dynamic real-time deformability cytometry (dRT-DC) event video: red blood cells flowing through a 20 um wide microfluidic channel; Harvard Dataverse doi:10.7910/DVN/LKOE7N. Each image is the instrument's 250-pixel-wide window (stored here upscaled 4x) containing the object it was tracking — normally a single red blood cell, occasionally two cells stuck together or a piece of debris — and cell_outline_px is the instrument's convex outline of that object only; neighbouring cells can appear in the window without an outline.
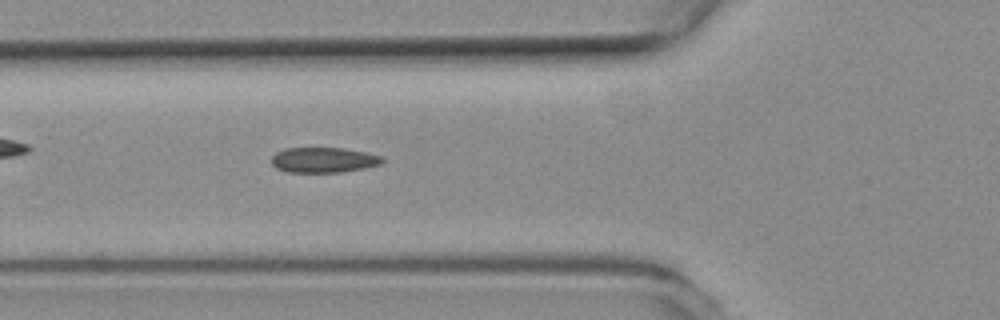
{"species": "common noctule bat (a hibernating species)", "species_latin": "Nyctalus noctula", "temperature_condition": "room temperature", "stored_images_in_passage": 49, "camera_frame_rate_fps": 3000, "um_per_image_px": 0.085, "animal": {"sex": "female", "body_mass_g": 19.3, "forearm_length_mm": 54.1}, "frame": {"image": 1, "passage_image": 13, "time_ms": 4.0, "image_size_px": [1000, 320], "cell_outline_px": [[384, 160], [380, 164], [364, 168], [340, 172], [288, 172], [276, 168], [272, 164], [272, 156], [276, 152], [284, 148], [344, 148], [368, 152], [384, 156]], "centroid_in_image_um": [27.52, 13.59], "position_along_channel_um": 98.3, "area_um2": 16.42}}
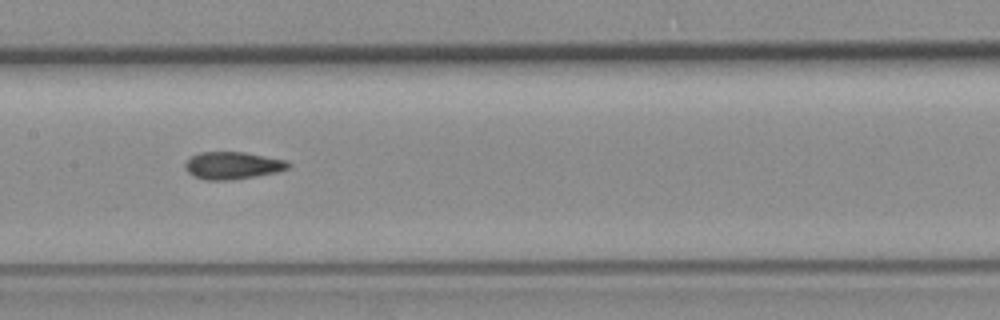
{"frame": {"image": 2, "passage_image": 20, "time_ms": 6.333, "image_size_px": [1000, 320], "cell_outline_px": [[292, 164], [288, 168], [276, 172], [256, 176], [232, 180], [204, 180], [192, 176], [184, 168], [184, 164], [192, 156], [200, 152], [244, 152], [284, 160]], "centroid_in_image_um": [19.73, 14.07], "position_along_channel_um": 187.7, "area_um2": 16.42}}
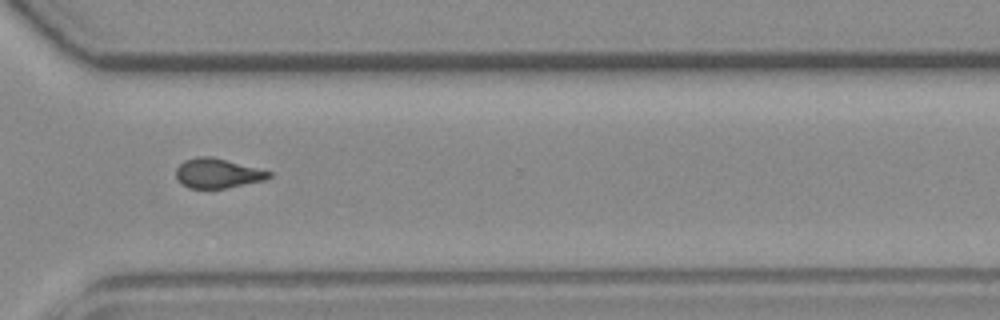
{"frame": {"image": 3, "passage_image": 33, "time_ms": 10.667, "image_size_px": [1000, 320], "cell_outline_px": [[272, 176], [264, 180], [224, 188], [188, 188], [180, 184], [176, 176], [176, 168], [184, 160], [200, 156], [212, 156], [272, 172]], "centroid_in_image_um": [18.46, 14.72], "position_along_channel_um": 352.1, "area_um2": 15.95}, "authors_computed_cell_mechanics": {"area_um2": 16.4152, "velocity_mm_per_s": 3.8051, "shape_relaxation_time_tau1_ms": null, "shape_relaxation_time_tau2_ms": 5.2028, "deformation_change_tau1": null, "deformation_change_tau2": 0.0888}}